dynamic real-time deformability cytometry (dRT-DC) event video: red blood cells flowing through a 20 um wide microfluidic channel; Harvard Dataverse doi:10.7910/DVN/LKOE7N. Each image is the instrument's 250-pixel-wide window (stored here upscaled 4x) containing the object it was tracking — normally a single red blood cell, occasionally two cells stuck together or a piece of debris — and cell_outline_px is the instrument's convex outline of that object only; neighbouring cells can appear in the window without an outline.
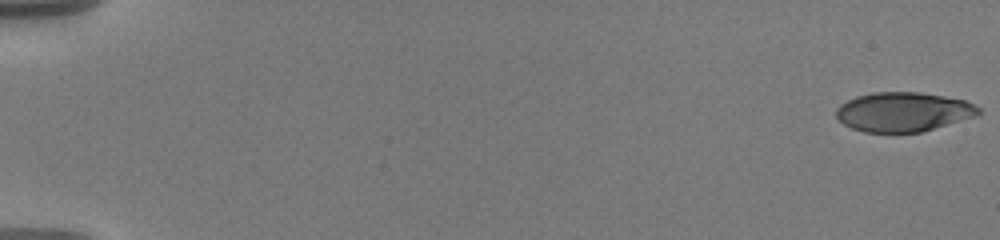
{"species": "human", "species_latin": "Homo sapiens", "temperature_condition": "warm", "stored_images_in_passage": 58, "camera_frame_rate_fps": 3000, "um_per_image_px": 0.085, "donor": {"sex": "male"}, "frame": {"image": 1, "passage_image": 1, "time_ms": 0.0, "image_size_px": [1000, 240], "cell_outline_px": [[980, 112], [976, 116], [920, 132], [864, 132], [852, 128], [844, 124], [836, 116], [836, 108], [840, 104], [856, 96], [872, 92], [920, 92], [944, 96], [964, 100], [980, 108]], "centroid_in_image_um": [76.75, 9.5], "position_along_channel_um": 8.2, "area_um2": 32.48}}
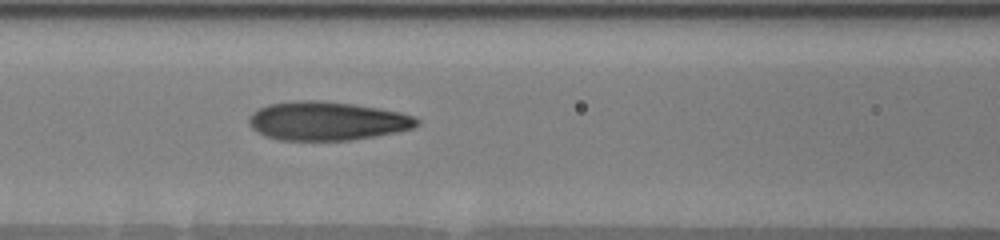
{"frame": {"image": 2, "passage_image": 27, "time_ms": 8.667, "image_size_px": [1000, 240], "cell_outline_px": [[420, 124], [412, 128], [396, 132], [376, 136], [348, 140], [280, 140], [264, 136], [256, 132], [248, 124], [248, 116], [252, 112], [268, 104], [296, 100], [320, 100], [352, 104], [380, 108], [400, 112], [416, 116], [420, 120]], "centroid_in_image_um": [27.78, 10.28], "position_along_channel_um": 138.8, "area_um2": 38.21}}
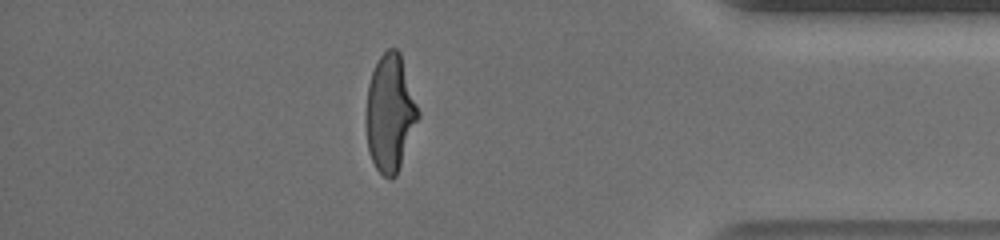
{"frame": {"image": 3, "passage_image": 51, "time_ms": 16.667, "image_size_px": [1000, 240], "cell_outline_px": [[420, 116], [396, 176], [384, 176], [376, 168], [368, 152], [364, 120], [364, 116], [368, 84], [372, 72], [380, 56], [388, 48], [396, 48], [400, 52], [420, 112]], "centroid_in_image_um": [33.13, 9.6], "position_along_channel_um": 402.1, "area_um2": 35.78}, "authors_computed_cell_mechanics": {"area_um2": 36.0094, "velocity_mm_per_s": 3.6094, "shape_relaxation_time_tau1_ms": 6.6563, "shape_relaxation_time_tau2_ms": 0.9758, "deformation_change_tau1": 0.2601, "deformation_change_tau2": 0.0803}}